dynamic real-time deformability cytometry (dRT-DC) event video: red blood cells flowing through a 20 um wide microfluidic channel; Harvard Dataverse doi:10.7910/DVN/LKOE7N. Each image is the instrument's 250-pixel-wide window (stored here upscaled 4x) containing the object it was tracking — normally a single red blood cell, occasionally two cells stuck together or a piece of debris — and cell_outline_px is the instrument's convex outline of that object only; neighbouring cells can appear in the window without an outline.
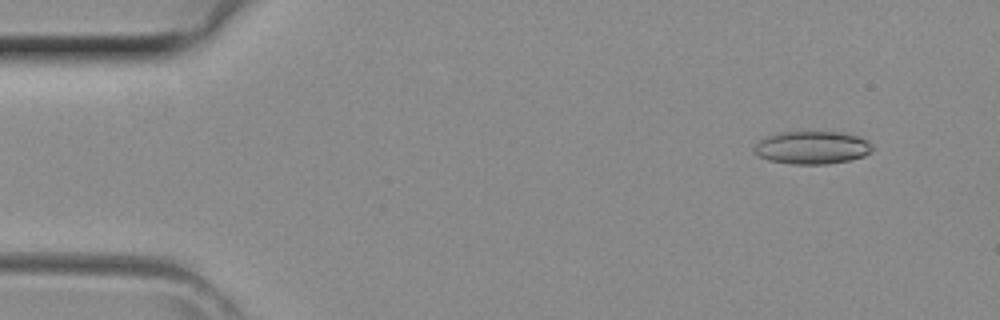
{"species": "common noctule bat (a hibernating species)", "species_latin": "Nyctalus noctula", "temperature_condition": "room temperature", "stored_images_in_passage": 42, "camera_frame_rate_fps": 3000, "um_per_image_px": 0.085, "animal": {"sex": "female", "body_mass_g": 29.2, "forearm_length_mm": 56.3}, "frame": {"image": 1, "passage_image": 4, "time_ms": 1.0, "image_size_px": [1000, 320], "cell_outline_px": [[872, 152], [864, 156], [848, 160], [828, 164], [792, 164], [768, 160], [760, 156], [752, 148], [760, 140], [768, 136], [784, 132], [848, 132], [860, 136], [868, 140], [872, 144]], "centroid_in_image_um": [69.09, 12.54], "position_along_channel_um": 15.9, "area_um2": 22.72}}
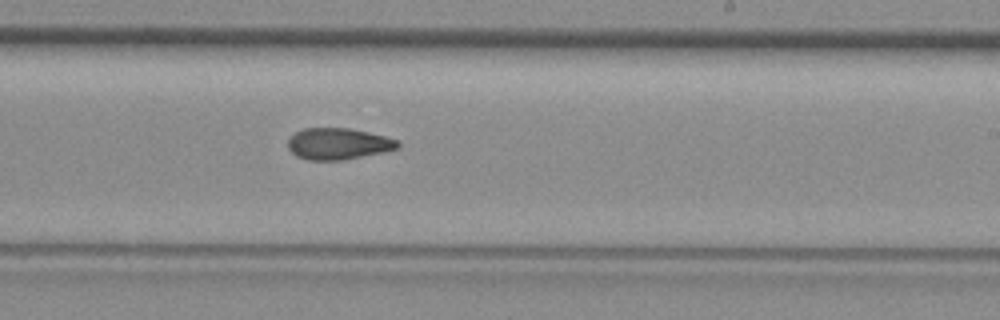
{"frame": {"image": 2, "passage_image": 25, "time_ms": 8.0, "image_size_px": [1000, 320], "cell_outline_px": [[400, 148], [384, 152], [340, 160], [308, 160], [296, 156], [288, 148], [288, 140], [296, 132], [304, 128], [348, 128], [368, 132], [384, 136], [396, 140], [400, 144]], "centroid_in_image_um": [28.74, 12.22], "position_along_channel_um": 260.3, "area_um2": 20.0}}
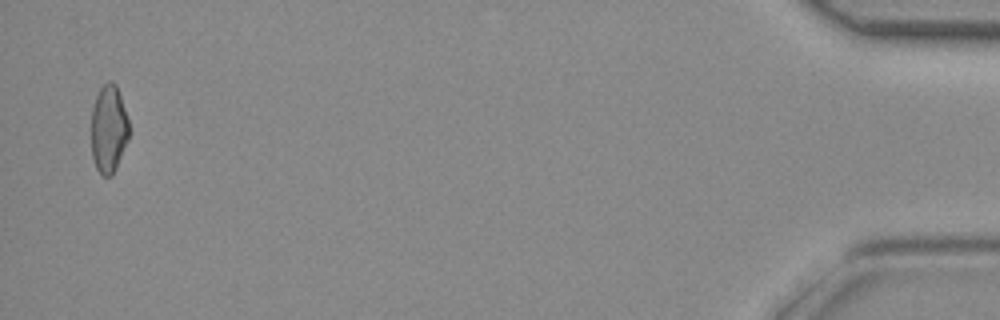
{"frame": {"image": 3, "passage_image": 41, "time_ms": 13.333, "image_size_px": [1000, 320], "cell_outline_px": [[128, 140], [116, 168], [112, 176], [104, 176], [96, 168], [92, 156], [92, 108], [96, 96], [100, 88], [108, 80], [112, 80], [116, 84], [128, 120]], "centroid_in_image_um": [9.23, 10.96], "position_along_channel_um": 426.0, "area_um2": 19.13}}